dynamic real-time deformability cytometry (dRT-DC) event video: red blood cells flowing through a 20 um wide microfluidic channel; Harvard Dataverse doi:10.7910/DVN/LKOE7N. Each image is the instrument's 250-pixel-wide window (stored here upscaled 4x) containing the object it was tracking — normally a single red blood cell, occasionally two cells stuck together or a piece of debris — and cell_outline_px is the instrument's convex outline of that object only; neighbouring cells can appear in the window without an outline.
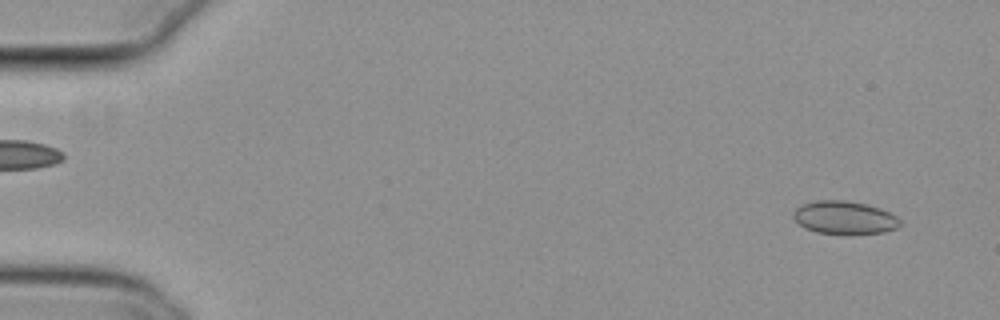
{"species": "common noctule bat (a hibernating species)", "species_latin": "Nyctalus noctula", "temperature_condition": "cold", "stored_images_in_passage": 54, "camera_frame_rate_fps": 3000, "um_per_image_px": 0.085, "animal": {"sex": "female", "body_mass_g": 29.2, "forearm_length_mm": 56.3}, "frame": {"image": 1, "passage_image": 3, "time_ms": 0.667, "image_size_px": [1000, 320], "cell_outline_px": [[900, 224], [896, 228], [884, 232], [848, 236], [816, 232], [804, 228], [792, 216], [792, 212], [800, 204], [816, 200], [844, 200], [864, 204], [888, 212], [896, 216], [900, 220]], "centroid_in_image_um": [71.73, 18.53], "position_along_channel_um": 13.3, "area_um2": 20.87}}
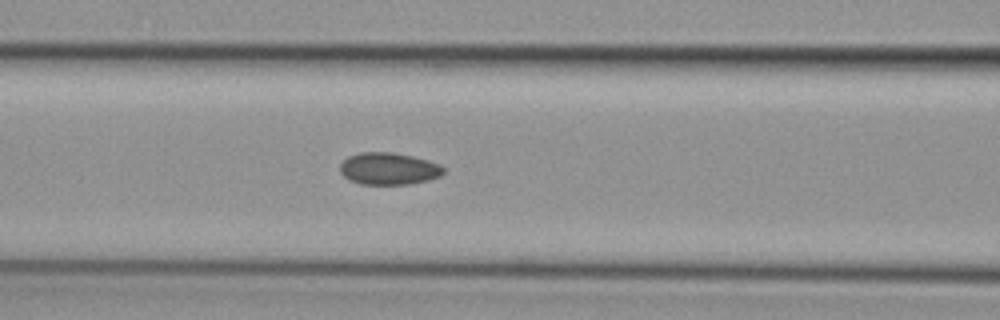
{"frame": {"image": 2, "passage_image": 23, "time_ms": 7.333, "image_size_px": [1000, 320], "cell_outline_px": [[444, 172], [440, 176], [428, 180], [408, 184], [360, 184], [348, 180], [340, 172], [340, 164], [348, 156], [360, 152], [392, 152], [412, 156], [428, 160], [440, 164], [444, 168]], "centroid_in_image_um": [33.03, 14.33], "position_along_channel_um": 133.6, "area_um2": 19.42}}
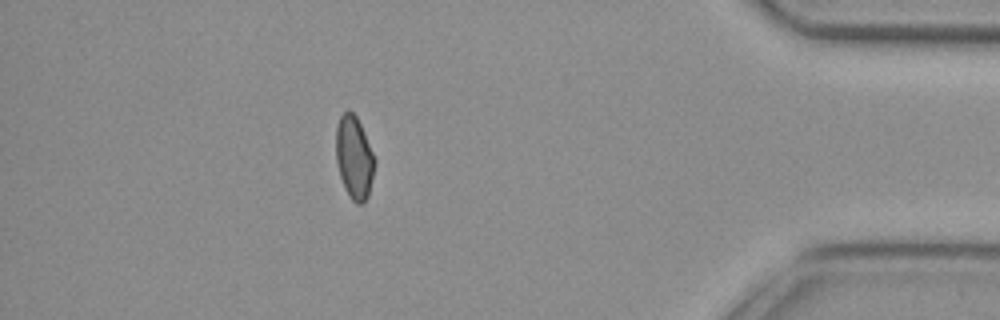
{"frame": {"image": 3, "passage_image": 48, "time_ms": 15.667, "image_size_px": [1000, 320], "cell_outline_px": [[376, 164], [368, 196], [364, 204], [356, 204], [352, 200], [344, 188], [336, 164], [336, 128], [340, 116], [348, 108], [356, 116], [360, 124], [376, 160]], "centroid_in_image_um": [30.1, 13.41], "position_along_channel_um": 405.1, "area_um2": 18.84}, "authors_computed_cell_mechanics": {"area_um2": 19.5942, "velocity_mm_per_s": 3.8003, "shape_relaxation_time_tau1_ms": null, "shape_relaxation_time_tau2_ms": 3.8038, "deformation_change_tau1": null, "deformation_change_tau2": 0.0607}}